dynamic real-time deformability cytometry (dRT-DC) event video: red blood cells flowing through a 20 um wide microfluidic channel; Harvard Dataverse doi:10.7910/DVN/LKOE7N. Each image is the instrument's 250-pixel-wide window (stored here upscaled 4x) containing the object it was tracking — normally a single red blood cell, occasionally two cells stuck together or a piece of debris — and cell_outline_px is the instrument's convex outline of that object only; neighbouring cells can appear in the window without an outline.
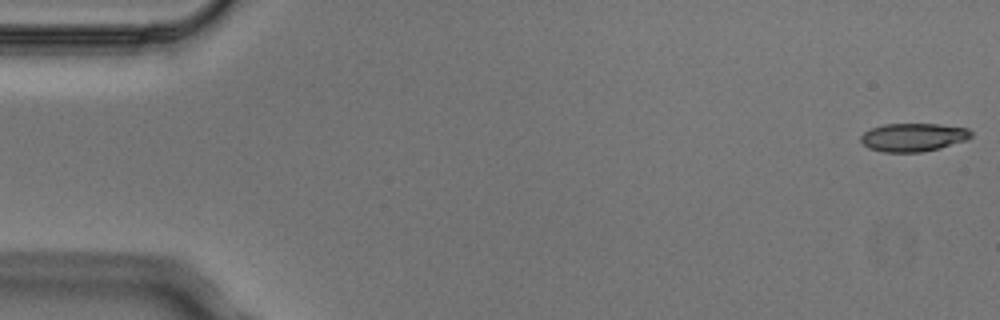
{"species": "Egyptian fruit bat (a non-hibernating species)", "species_latin": "Rousettus aegyptiacus", "temperature_condition": "cold", "stored_images_in_passage": 4, "camera_frame_rate_fps": 3000, "um_per_image_px": 0.085, "animal": {"sex": "male"}, "frame": {"image": 1, "passage_image": 1, "time_ms": 0.0, "image_size_px": [1000, 320], "cell_outline_px": [[972, 136], [964, 140], [940, 148], [920, 152], [884, 152], [868, 148], [860, 140], [860, 136], [864, 132], [872, 128], [884, 124], [940, 124], [968, 128], [972, 132]], "centroid_in_image_um": [77.61, 11.66], "position_along_channel_um": 7.4, "area_um2": 18.09}}
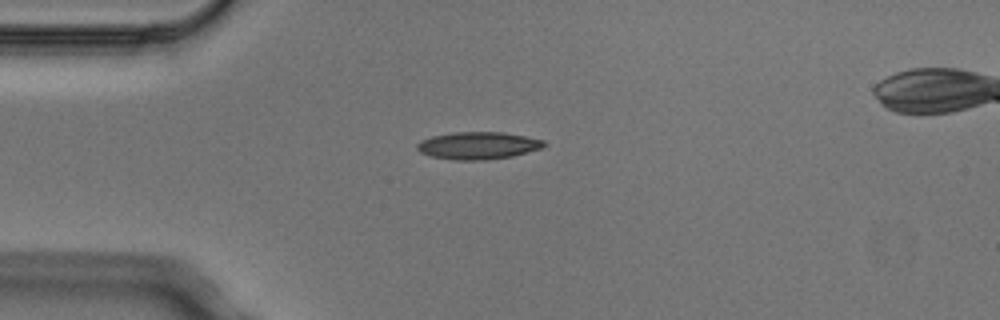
{"frame": {"image": 2, "passage_image": 4, "time_ms": 1.0, "image_size_px": [1000, 320], "cell_outline_px": [[548, 144], [540, 148], [512, 156], [488, 160], [456, 160], [432, 156], [420, 152], [416, 148], [416, 144], [420, 140], [432, 136], [452, 132], [504, 132], [544, 140]], "centroid_in_image_um": [40.61, 12.36], "position_along_channel_um": 44.4, "area_um2": 20.23}}